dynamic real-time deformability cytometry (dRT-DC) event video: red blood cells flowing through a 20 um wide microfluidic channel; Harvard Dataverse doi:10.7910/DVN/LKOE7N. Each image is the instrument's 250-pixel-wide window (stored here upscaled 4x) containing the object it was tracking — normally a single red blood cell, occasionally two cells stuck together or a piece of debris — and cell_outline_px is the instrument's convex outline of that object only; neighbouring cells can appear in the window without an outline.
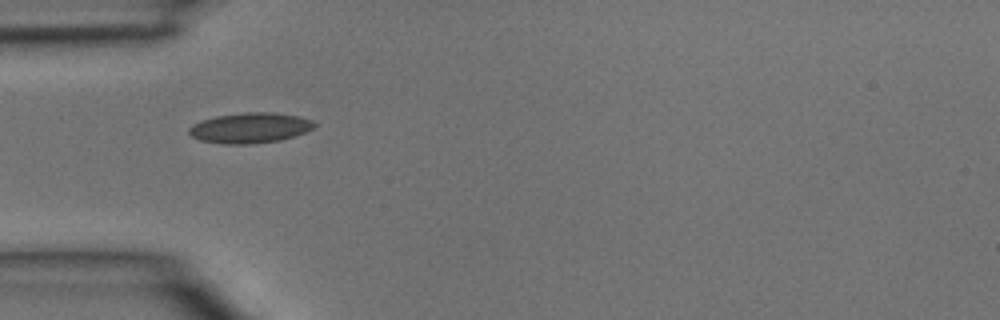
{"species": "common noctule bat (a hibernating species)", "species_latin": "Nyctalus noctula", "temperature_condition": "room temperature", "stored_images_in_passage": 1, "camera_frame_rate_fps": 3000, "um_per_image_px": 0.085, "animal": {"sex": "male", "body_mass_g": 15.6}, "frame": {"image": 1, "passage_image": 1, "time_ms": 0.0, "image_size_px": [1000, 320], "cell_outline_px": [[316, 124], [312, 128], [304, 132], [280, 140], [252, 144], [224, 144], [200, 140], [192, 136], [188, 132], [188, 128], [192, 124], [216, 116], [244, 112], [272, 112], [300, 116], [312, 120]], "centroid_in_image_um": [21.24, 10.86], "position_along_channel_um": 63.8, "area_um2": 22.08}}